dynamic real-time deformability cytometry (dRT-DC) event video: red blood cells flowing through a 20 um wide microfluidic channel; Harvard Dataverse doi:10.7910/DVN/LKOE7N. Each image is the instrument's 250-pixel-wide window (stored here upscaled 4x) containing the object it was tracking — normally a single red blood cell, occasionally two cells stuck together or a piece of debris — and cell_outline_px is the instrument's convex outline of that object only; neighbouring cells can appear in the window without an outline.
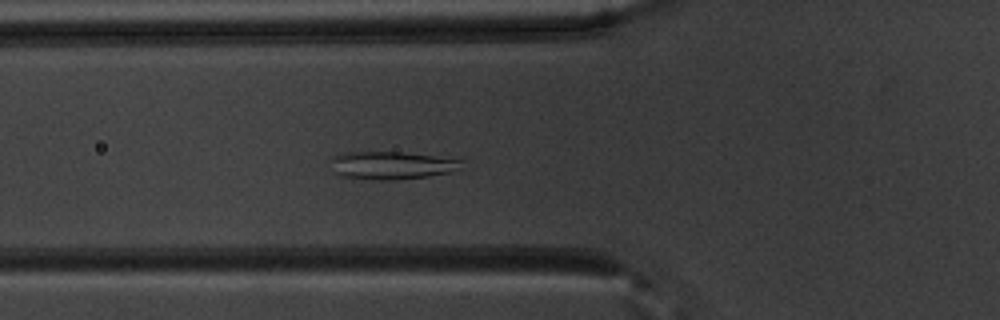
{"species": "common noctule bat (a hibernating species)", "species_latin": "Nyctalus noctula", "temperature_condition": "warm", "stored_images_in_passage": 53, "camera_frame_rate_fps": 3000, "um_per_image_px": 0.085, "animal": {"sex": "male", "body_mass_g": 20.1, "forearm_length_mm": 53.5}, "frame": {"image": 1, "passage_image": 19, "time_ms": 6.0, "image_size_px": [1000, 320], "cell_outline_px": [[464, 160], [448, 172], [428, 176], [396, 180], [376, 180], [340, 176], [336, 172], [332, 160], [332, 156], [344, 152], [400, 152]], "centroid_in_image_um": [33.2, 14.05], "position_along_channel_um": 92.6, "area_um2": 20.63}}
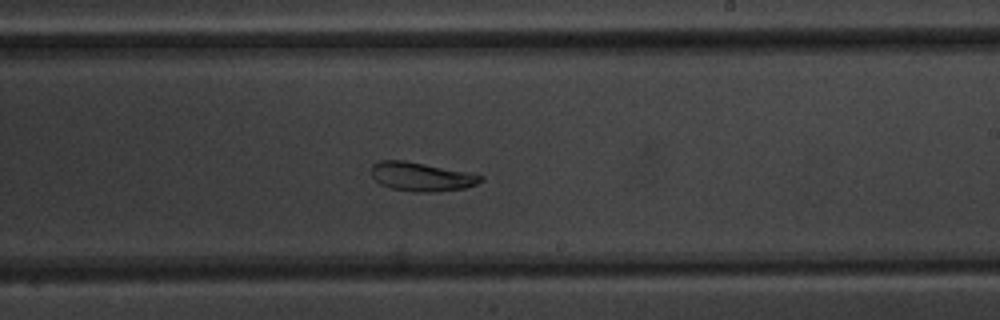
{"frame": {"image": 2, "passage_image": 32, "time_ms": 10.333, "image_size_px": [1000, 320], "cell_outline_px": [[484, 180], [476, 184], [464, 188], [436, 192], [412, 192], [392, 188], [380, 184], [372, 176], [372, 164], [380, 160], [404, 160], [472, 172], [484, 176]], "centroid_in_image_um": [35.86, 15.01], "position_along_channel_um": 253.1, "area_um2": 18.61}}
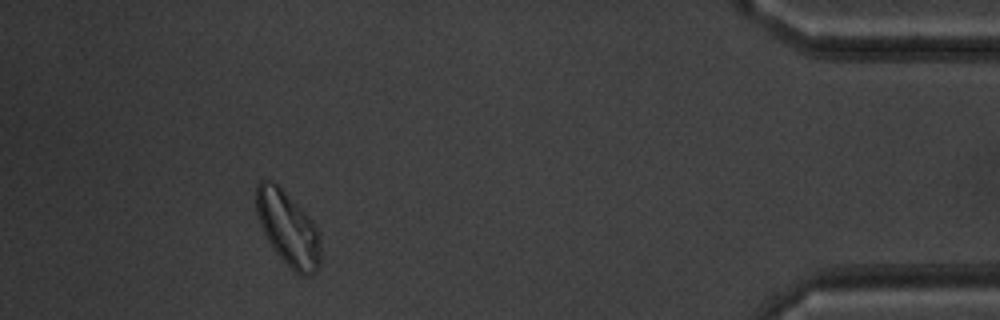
{"frame": {"image": 3, "passage_image": 49, "time_ms": 16.0, "image_size_px": [1000, 320], "cell_outline_px": [[320, 264], [316, 272], [304, 276], [300, 276], [272, 248], [260, 224], [256, 212], [256, 184], [260, 180], [268, 180], [276, 184], [312, 220], [320, 232]], "centroid_in_image_um": [24.49, 19.43], "position_along_channel_um": 410.7, "area_um2": 27.46}, "authors_computed_cell_mechanics": {"area_um2": 25.4898, "velocity_mm_per_s": 3.7073, "shape_relaxation_time_tau1_ms": null, "shape_relaxation_time_tau2_ms": 4.5229, "deformation_change_tau1": null, "deformation_change_tau2": 0.0646}}